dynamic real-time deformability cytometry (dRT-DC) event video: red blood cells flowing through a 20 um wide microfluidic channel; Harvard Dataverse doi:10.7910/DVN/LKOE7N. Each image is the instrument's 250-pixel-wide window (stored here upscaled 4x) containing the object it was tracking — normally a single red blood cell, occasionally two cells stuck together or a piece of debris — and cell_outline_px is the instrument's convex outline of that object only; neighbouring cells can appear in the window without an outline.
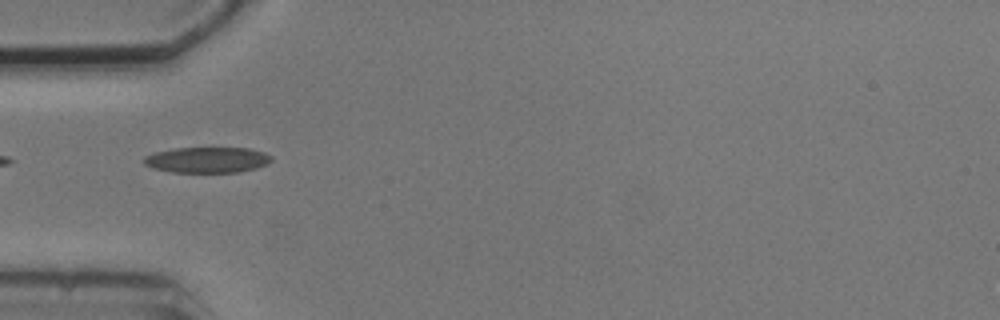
{"species": "common noctule bat (a hibernating species)", "species_latin": "Nyctalus noctula", "temperature_condition": "cold", "stored_images_in_passage": 4, "camera_frame_rate_fps": 3000, "um_per_image_px": 0.085, "animal": {"sex": "male", "body_mass_g": 20.5, "forearm_length_mm": 52.5}, "frame": {"image": 1, "passage_image": 2, "time_ms": 1.0, "image_size_px": [1000, 320], "cell_outline_px": [[272, 160], [268, 164], [256, 168], [240, 172], [172, 172], [152, 168], [144, 164], [144, 156], [156, 152], [176, 148], [248, 148], [264, 152], [272, 156]], "centroid_in_image_um": [17.64, 13.59], "position_along_channel_um": 67.4, "area_um2": 19.13}}
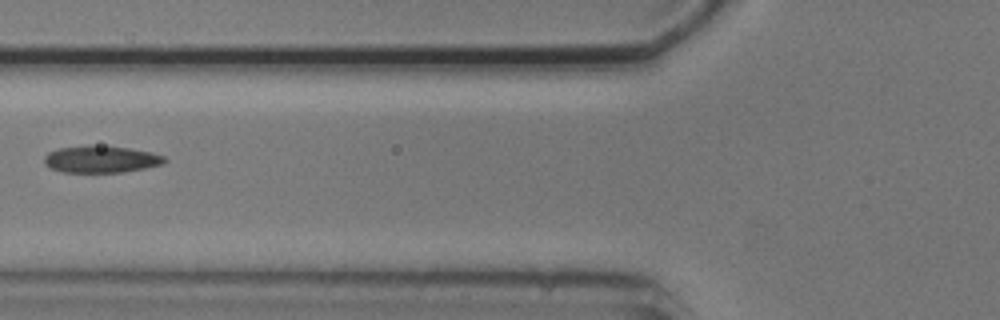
{"frame": {"image": 2, "passage_image": 3, "time_ms": 2.333, "image_size_px": [1000, 320], "cell_outline_px": [[168, 160], [164, 164], [124, 172], [64, 172], [52, 168], [44, 164], [44, 156], [48, 152], [60, 148], [88, 144], [92, 144], [128, 148], [152, 152], [164, 156]], "centroid_in_image_um": [8.6, 13.52], "position_along_channel_um": 117.2, "area_um2": 19.07}}
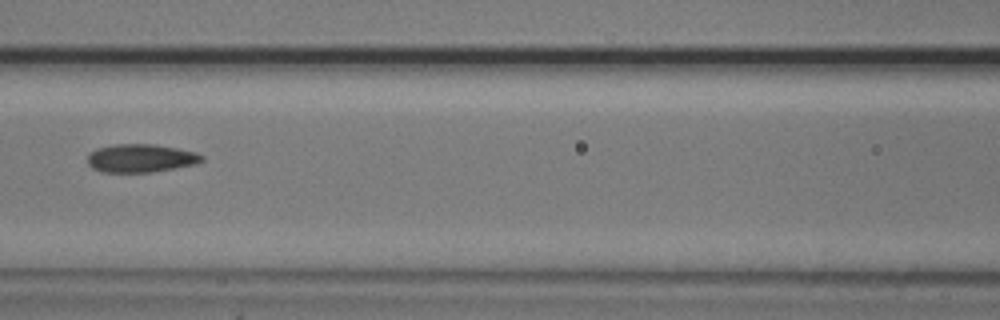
{"frame": {"image": 3, "passage_image": 4, "time_ms": 3.333, "image_size_px": [1000, 320], "cell_outline_px": [[204, 160], [196, 164], [152, 172], [100, 172], [92, 168], [88, 164], [88, 156], [96, 148], [112, 144], [152, 144], [176, 148], [196, 152], [204, 156]], "centroid_in_image_um": [11.96, 13.45], "position_along_channel_um": 154.6, "area_um2": 18.84}}